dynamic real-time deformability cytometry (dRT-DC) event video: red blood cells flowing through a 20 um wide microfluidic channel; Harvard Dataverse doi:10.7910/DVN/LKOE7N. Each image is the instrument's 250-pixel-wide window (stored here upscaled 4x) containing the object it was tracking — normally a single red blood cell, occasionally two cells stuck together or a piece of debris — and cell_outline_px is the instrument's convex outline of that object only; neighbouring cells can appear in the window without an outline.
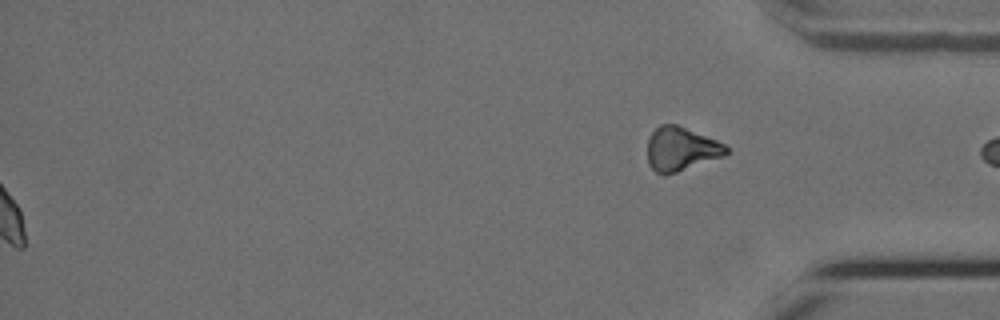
{"species": "Egyptian fruit bat (a non-hibernating species)", "species_latin": "Rousettus aegyptiacus", "temperature_condition": "cold", "stored_images_in_passage": 48, "segment_of_instrument_passage": [2, 2], "camera_frame_rate_fps": 3000, "um_per_image_px": 0.085, "animal": {"sex": "female"}, "frame": {"image": 1, "passage_image": 48, "time_ms": 15.667, "image_size_px": [1000, 320], "cell_outline_px": [[728, 152], [724, 156], [664, 176], [656, 172], [648, 164], [648, 140], [652, 132], [660, 124], [676, 124], [716, 140], [724, 144], [728, 148]], "centroid_in_image_um": [57.87, 12.67], "position_along_channel_um": 377.3, "area_um2": 19.94}}